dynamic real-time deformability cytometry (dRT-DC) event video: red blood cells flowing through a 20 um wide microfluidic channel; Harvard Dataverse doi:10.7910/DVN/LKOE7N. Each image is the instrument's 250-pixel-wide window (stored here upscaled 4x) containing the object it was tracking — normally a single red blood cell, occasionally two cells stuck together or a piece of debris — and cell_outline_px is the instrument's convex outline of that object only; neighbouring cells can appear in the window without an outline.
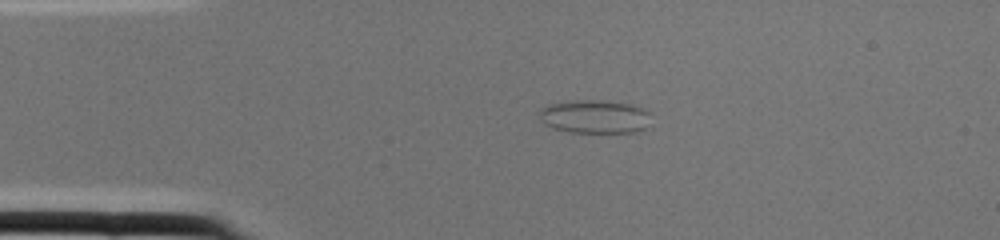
{"species": "common noctule bat (a hibernating species)", "species_latin": "Nyctalus noctula", "temperature_condition": "cold", "stored_images_in_passage": 1, "camera_frame_rate_fps": 3000, "um_per_image_px": 0.085, "animal": {"sex": "female", "body_mass_g": 22.0, "forearm_length_mm": 56.7}, "frame": {"image": 1, "passage_image": 1, "time_ms": 0.0, "image_size_px": [1000, 240], "cell_outline_px": [[648, 112], [644, 128], [640, 132], [568, 132], [544, 124], [540, 120], [536, 112], [540, 108], [548, 104], [576, 100], [600, 100], [632, 104], [644, 108]], "centroid_in_image_um": [50.47, 9.9], "position_along_channel_um": 34.5, "area_um2": 21.73}}